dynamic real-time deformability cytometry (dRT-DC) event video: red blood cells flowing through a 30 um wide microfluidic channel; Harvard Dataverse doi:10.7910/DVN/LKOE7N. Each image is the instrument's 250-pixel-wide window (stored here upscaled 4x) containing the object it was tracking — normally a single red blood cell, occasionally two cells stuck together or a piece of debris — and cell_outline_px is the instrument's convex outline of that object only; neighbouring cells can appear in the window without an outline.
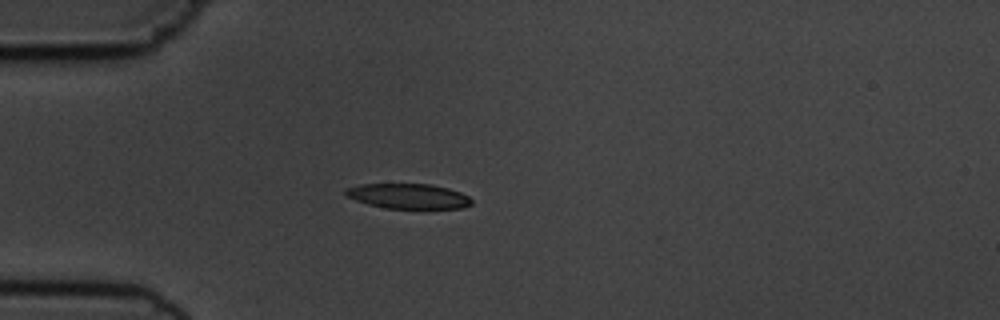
{"species": "common noctule bat (a hibernating species)", "species_latin": "Nyctalus noctula", "temperature_condition": "cold", "stored_images_in_passage": 2, "camera_frame_rate_fps": 3000, "um_per_image_px": 0.085, "animal": {"sex": "male", "body_mass_g": 19.5, "forearm_length_mm": 54.6}, "frame": {"image": 1, "passage_image": 1, "time_ms": 0.0, "image_size_px": [1000, 320], "cell_outline_px": [[472, 204], [464, 208], [384, 208], [368, 204], [344, 196], [344, 188], [360, 184], [432, 184], [448, 188], [460, 192], [468, 196], [472, 200]], "centroid_in_image_um": [34.68, 16.67], "position_along_channel_um": 50.3, "area_um2": 18.5}}